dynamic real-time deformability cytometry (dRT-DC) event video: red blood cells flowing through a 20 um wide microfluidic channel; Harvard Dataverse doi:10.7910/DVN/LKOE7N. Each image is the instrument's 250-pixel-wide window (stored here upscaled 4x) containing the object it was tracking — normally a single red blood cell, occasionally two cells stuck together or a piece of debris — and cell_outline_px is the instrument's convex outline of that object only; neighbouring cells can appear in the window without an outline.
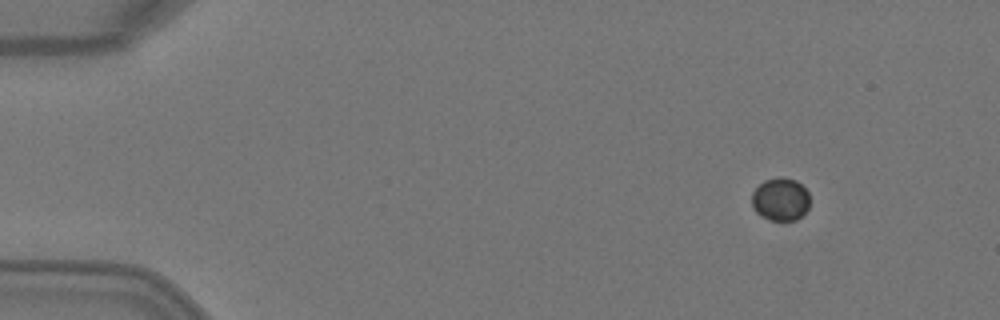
{"species": "Egyptian fruit bat (a non-hibernating species)", "species_latin": "Rousettus aegyptiacus", "temperature_condition": "warm", "stored_images_in_passage": 3, "camera_frame_rate_fps": 3000, "um_per_image_px": 0.085, "animal": {"sex": "female"}, "frame": {"image": 1, "passage_image": 1, "time_ms": 0.0, "image_size_px": [1000, 320], "cell_outline_px": [[808, 208], [796, 220], [768, 220], [760, 216], [752, 208], [752, 192], [764, 180], [796, 180], [808, 192]], "centroid_in_image_um": [66.31, 16.99], "position_along_channel_um": 18.7, "area_um2": 14.05}}
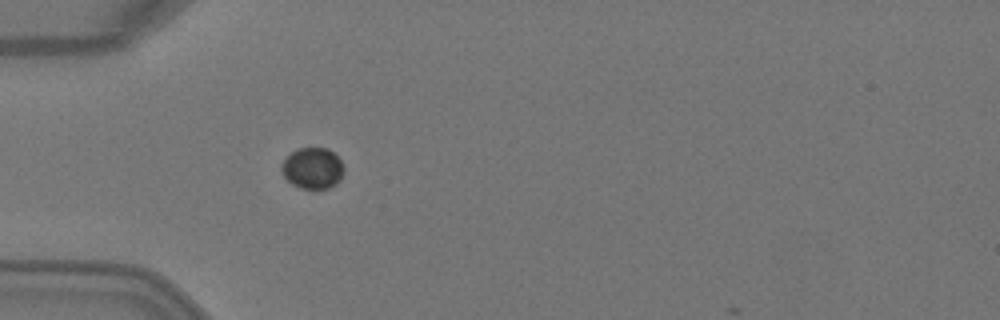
{"frame": {"image": 2, "passage_image": 3, "time_ms": 0.667, "image_size_px": [1000, 320], "cell_outline_px": [[344, 168], [340, 180], [336, 184], [328, 188], [300, 188], [292, 184], [284, 176], [280, 168], [284, 160], [296, 148], [328, 148], [340, 160]], "centroid_in_image_um": [26.57, 14.29], "position_along_channel_um": 58.4, "area_um2": 14.8}}